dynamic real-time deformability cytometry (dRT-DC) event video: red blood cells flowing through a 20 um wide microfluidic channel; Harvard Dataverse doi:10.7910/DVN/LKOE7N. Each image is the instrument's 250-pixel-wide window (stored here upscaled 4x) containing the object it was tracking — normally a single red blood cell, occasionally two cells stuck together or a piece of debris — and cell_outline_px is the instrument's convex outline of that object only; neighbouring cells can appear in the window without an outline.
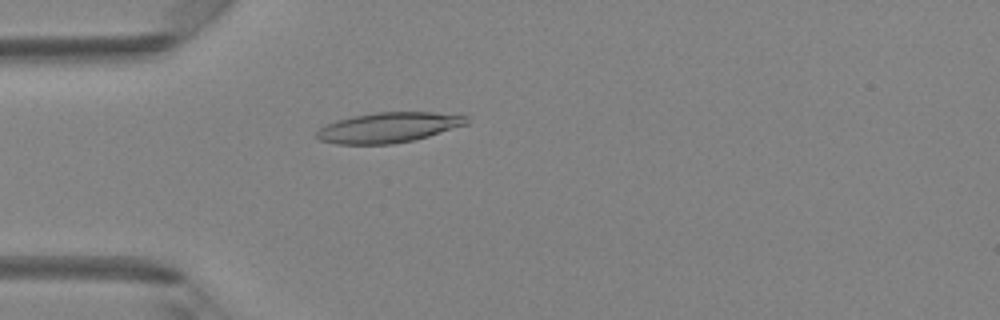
{"species": "Egyptian fruit bat (a non-hibernating species)", "species_latin": "Rousettus aegyptiacus", "temperature_condition": "room temperature", "stored_images_in_passage": 48, "camera_frame_rate_fps": 3000, "um_per_image_px": 0.085, "animal": {"sex": "female"}, "frame": {"image": 1, "passage_image": 14, "time_ms": 4.333, "image_size_px": [1000, 320], "cell_outline_px": [[468, 124], [428, 136], [412, 140], [392, 144], [336, 144], [320, 140], [316, 136], [316, 132], [320, 128], [336, 120], [352, 116], [376, 112], [432, 112], [468, 116]], "centroid_in_image_um": [33.02, 10.83], "position_along_channel_um": 52.0, "area_um2": 26.24}}
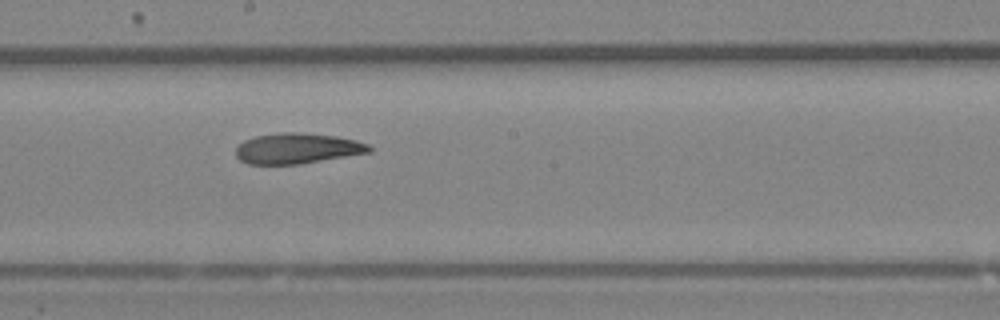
{"frame": {"image": 2, "passage_image": 27, "time_ms": 8.667, "image_size_px": [1000, 320], "cell_outline_px": [[372, 152], [300, 164], [248, 164], [240, 160], [236, 156], [236, 148], [244, 140], [256, 136], [280, 132], [296, 132], [336, 136], [356, 140], [368, 144], [372, 148]], "centroid_in_image_um": [25.28, 12.62], "position_along_channel_um": 222.9, "area_um2": 23.76}}
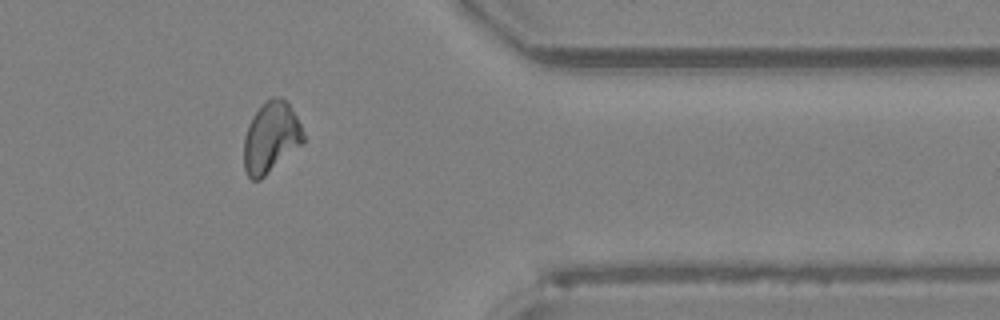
{"frame": {"image": 3, "passage_image": 40, "time_ms": 13.0, "image_size_px": [1000, 320], "cell_outline_px": [[304, 144], [260, 180], [252, 180], [248, 176], [244, 168], [244, 136], [248, 124], [252, 116], [272, 96], [280, 96], [288, 104], [296, 116], [304, 132]], "centroid_in_image_um": [23.04, 11.71], "position_along_channel_um": 388.4, "area_um2": 24.62}, "authors_computed_cell_mechanics": {"area_um2": 24.6517, "velocity_mm_per_s": 4.1893, "shape_relaxation_time_tau1_ms": null, "shape_relaxation_time_tau2_ms": 4.14, "deformation_change_tau1": null, "deformation_change_tau2": 0.1198}}